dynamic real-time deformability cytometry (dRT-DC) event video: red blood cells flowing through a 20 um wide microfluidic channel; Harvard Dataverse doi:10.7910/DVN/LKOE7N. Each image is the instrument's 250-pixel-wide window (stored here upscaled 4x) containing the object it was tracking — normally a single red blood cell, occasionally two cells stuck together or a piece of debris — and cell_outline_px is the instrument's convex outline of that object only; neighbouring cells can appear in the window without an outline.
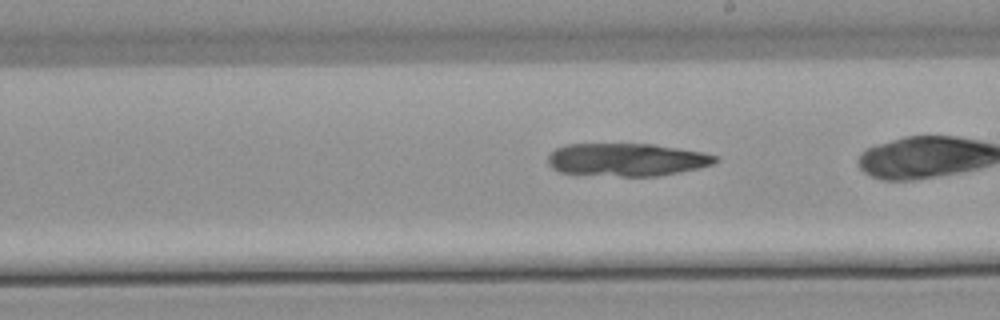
{"species": "common noctule bat (a hibernating species)", "species_latin": "Nyctalus noctula", "temperature_condition": "warm", "stored_images_in_passage": 40, "camera_frame_rate_fps": 3000, "um_per_image_px": 0.085, "animal": {"sex": "male", "body_mass_g": 21.5, "forearm_length_mm": 52.0}, "frame": {"image": 1, "passage_image": 29, "time_ms": 9.333, "image_size_px": [1000, 320], "cell_outline_px": [[720, 160], [712, 164], [680, 172], [660, 176], [620, 176], [560, 172], [552, 168], [548, 164], [548, 156], [556, 148], [564, 144], [652, 144], [680, 148], [704, 152], [716, 156]], "centroid_in_image_um": [53.28, 13.56], "position_along_channel_um": 235.7, "area_um2": 32.02}}